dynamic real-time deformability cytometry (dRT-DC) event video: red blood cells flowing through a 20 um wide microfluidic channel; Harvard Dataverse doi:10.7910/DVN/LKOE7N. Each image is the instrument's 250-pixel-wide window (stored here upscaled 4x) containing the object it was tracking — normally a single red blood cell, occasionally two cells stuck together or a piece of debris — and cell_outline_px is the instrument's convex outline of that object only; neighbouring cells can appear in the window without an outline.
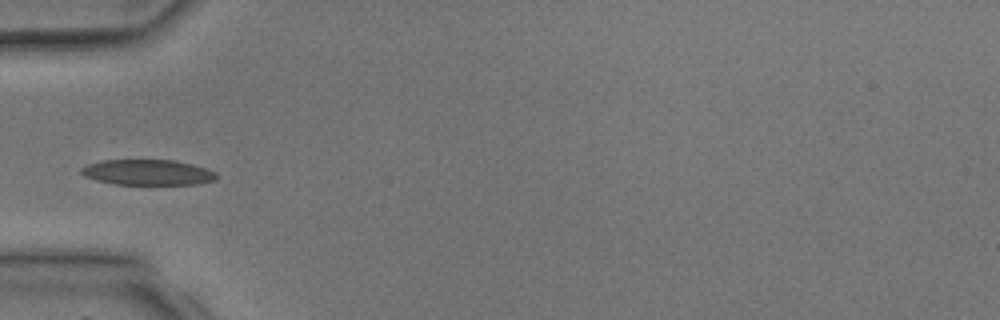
{"species": "common noctule bat (a hibernating species)", "species_latin": "Nyctalus noctula", "temperature_condition": "room temperature", "stored_images_in_passage": 3, "camera_frame_rate_fps": 3000, "um_per_image_px": 0.085, "animal": {"sex": "male", "body_mass_g": 17.9, "forearm_length_mm": 54.2}, "frame": {"image": 1, "passage_image": 3, "time_ms": 2.667, "image_size_px": [1000, 320], "cell_outline_px": [[216, 180], [196, 184], [112, 184], [96, 180], [80, 172], [80, 168], [88, 164], [100, 160], [176, 160], [208, 168], [216, 172]], "centroid_in_image_um": [12.58, 14.64], "position_along_channel_um": 72.4, "area_um2": 20.11}}